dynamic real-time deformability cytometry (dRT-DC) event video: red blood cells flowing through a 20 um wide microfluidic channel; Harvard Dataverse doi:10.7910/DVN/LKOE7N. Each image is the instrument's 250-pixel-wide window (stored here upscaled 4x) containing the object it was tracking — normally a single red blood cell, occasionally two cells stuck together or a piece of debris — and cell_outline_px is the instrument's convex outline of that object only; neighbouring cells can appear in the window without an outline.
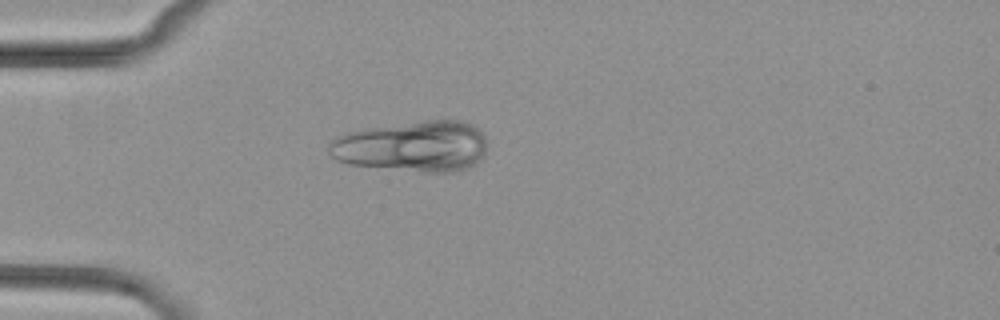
{"species": "common noctule bat (a hibernating species)", "species_latin": "Nyctalus noctula", "temperature_condition": "cold", "stored_images_in_passage": 3, "camera_frame_rate_fps": 3000, "um_per_image_px": 0.085, "animal": {"sex": "female", "body_mass_g": 29.2, "forearm_length_mm": 56.3}, "frame": {"image": 1, "passage_image": 2, "time_ms": 1.333, "image_size_px": [1000, 320], "cell_outline_px": [[488, 144], [484, 156], [480, 160], [468, 168], [456, 172], [420, 172], [348, 164], [336, 160], [328, 152], [328, 144], [336, 136], [348, 132], [368, 128], [424, 120], [460, 120], [472, 124], [484, 136]], "centroid_in_image_um": [35.09, 12.45], "position_along_channel_um": 49.9, "area_um2": 47.28}}